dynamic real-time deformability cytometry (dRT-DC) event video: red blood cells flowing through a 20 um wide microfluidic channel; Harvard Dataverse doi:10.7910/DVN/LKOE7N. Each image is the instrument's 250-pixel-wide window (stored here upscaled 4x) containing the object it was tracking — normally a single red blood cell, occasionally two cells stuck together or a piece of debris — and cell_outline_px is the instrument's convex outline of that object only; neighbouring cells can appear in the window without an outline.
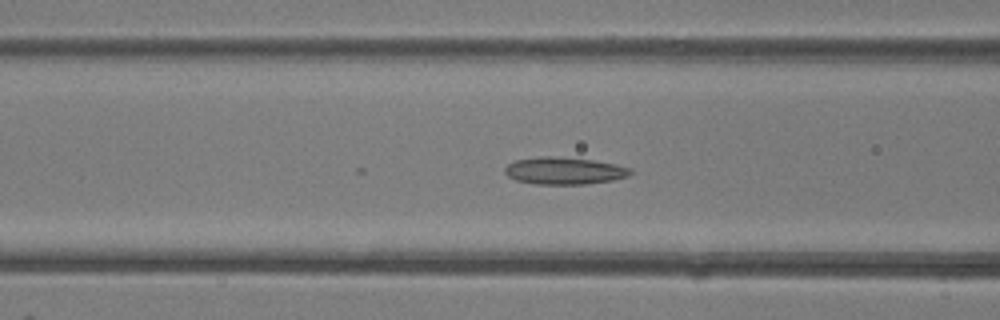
{"species": "common noctule bat (a hibernating species)", "species_latin": "Nyctalus noctula", "temperature_condition": "room temperature", "stored_images_in_passage": 41, "camera_frame_rate_fps": 3000, "um_per_image_px": 0.085, "animal": {"sex": "female"}, "frame": {"image": 1, "passage_image": 16, "time_ms": 5.0, "image_size_px": [1000, 320], "cell_outline_px": [[632, 172], [628, 176], [612, 180], [584, 184], [532, 184], [516, 180], [508, 176], [504, 172], [504, 168], [508, 164], [516, 160], [540, 156], [552, 156], [592, 160], [616, 164], [632, 168]], "centroid_in_image_um": [47.95, 14.51], "position_along_channel_um": 118.7, "area_um2": 19.88}}
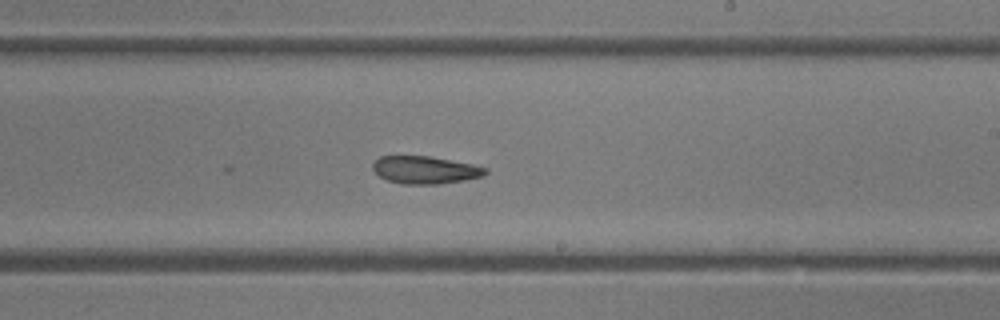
{"frame": {"image": 2, "passage_image": 24, "time_ms": 7.667, "image_size_px": [1000, 320], "cell_outline_px": [[488, 172], [484, 176], [464, 180], [440, 184], [400, 184], [388, 180], [380, 176], [372, 168], [372, 164], [380, 156], [432, 156], [472, 164], [488, 168]], "centroid_in_image_um": [36.16, 14.44], "position_along_channel_um": 252.8, "area_um2": 18.21}}
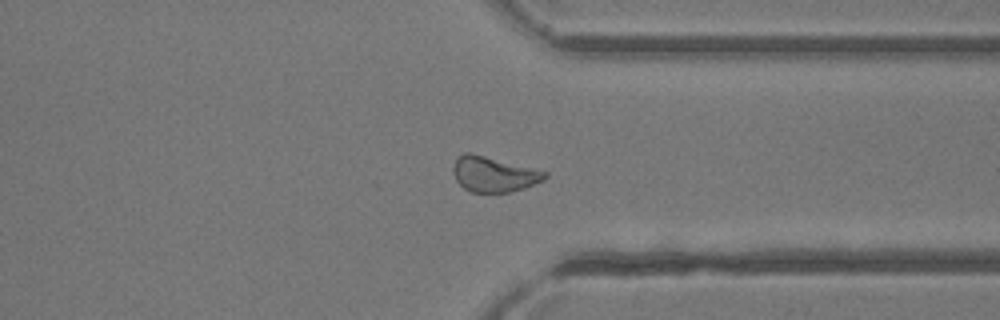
{"frame": {"image": 3, "passage_image": 31, "time_ms": 10.0, "image_size_px": [1000, 320], "cell_outline_px": [[548, 176], [544, 180], [524, 188], [508, 192], [472, 192], [464, 188], [456, 180], [452, 172], [452, 168], [456, 156], [464, 152], [468, 152], [548, 172]], "centroid_in_image_um": [41.93, 14.81], "position_along_channel_um": 369.5, "area_um2": 18.73}}